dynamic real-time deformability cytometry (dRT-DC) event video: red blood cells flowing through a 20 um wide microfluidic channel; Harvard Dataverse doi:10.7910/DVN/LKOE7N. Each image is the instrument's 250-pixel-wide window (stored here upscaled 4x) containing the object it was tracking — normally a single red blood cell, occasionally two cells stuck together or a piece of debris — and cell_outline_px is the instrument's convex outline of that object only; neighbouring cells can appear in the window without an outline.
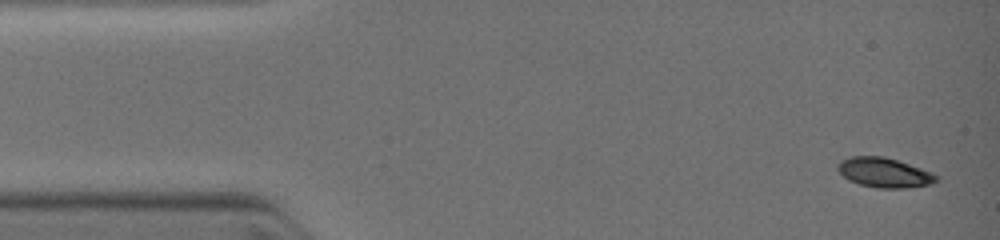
{"species": "common noctule bat (a hibernating species)", "species_latin": "Nyctalus noctula", "temperature_condition": "warm", "stored_images_in_passage": 4, "camera_frame_rate_fps": 3000, "um_per_image_px": 0.085, "animal": {"sex": "female", "body_mass_g": 19.0, "forearm_length_mm": 51.5}, "frame": {"image": 1, "passage_image": 1, "time_ms": 0.0, "image_size_px": [1000, 240], "cell_outline_px": [[936, 180], [928, 184], [904, 188], [880, 188], [860, 184], [844, 176], [840, 172], [840, 164], [844, 160], [852, 156], [884, 156], [908, 164], [928, 172], [936, 176]], "centroid_in_image_um": [75.15, 14.67], "position_along_channel_um": 9.8, "area_um2": 16.13}}
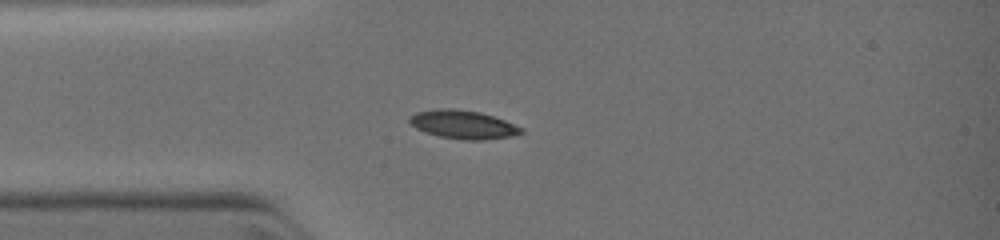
{"frame": {"image": 2, "passage_image": 4, "time_ms": 2.667, "image_size_px": [1000, 240], "cell_outline_px": [[524, 132], [508, 136], [480, 140], [468, 140], [440, 136], [416, 128], [408, 120], [416, 112], [440, 108], [452, 108], [480, 112], [504, 120], [524, 128]], "centroid_in_image_um": [39.38, 10.57], "position_along_channel_um": 45.6, "area_um2": 18.09}}